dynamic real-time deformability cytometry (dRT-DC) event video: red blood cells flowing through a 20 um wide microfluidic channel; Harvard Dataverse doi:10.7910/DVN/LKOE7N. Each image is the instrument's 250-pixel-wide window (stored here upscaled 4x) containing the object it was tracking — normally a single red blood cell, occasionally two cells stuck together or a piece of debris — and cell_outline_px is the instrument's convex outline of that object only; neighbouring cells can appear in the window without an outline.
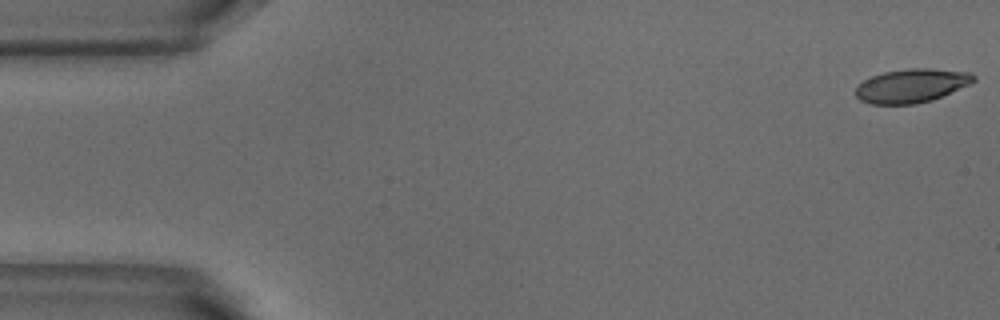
{"species": "common noctule bat (a hibernating species)", "species_latin": "Nyctalus noctula", "temperature_condition": "warm", "stored_images_in_passage": 4, "camera_frame_rate_fps": 3000, "um_per_image_px": 0.085, "animal": {"sex": "male", "body_mass_g": 18.8}, "frame": {"image": 1, "passage_image": 1, "time_ms": 0.0, "image_size_px": [1000, 320], "cell_outline_px": [[976, 80], [968, 84], [932, 100], [912, 104], [868, 104], [860, 100], [856, 96], [856, 84], [872, 76], [884, 72], [908, 68], [928, 68], [972, 72], [976, 76]], "centroid_in_image_um": [77.45, 7.27], "position_along_channel_um": 7.5, "area_um2": 23.18}}
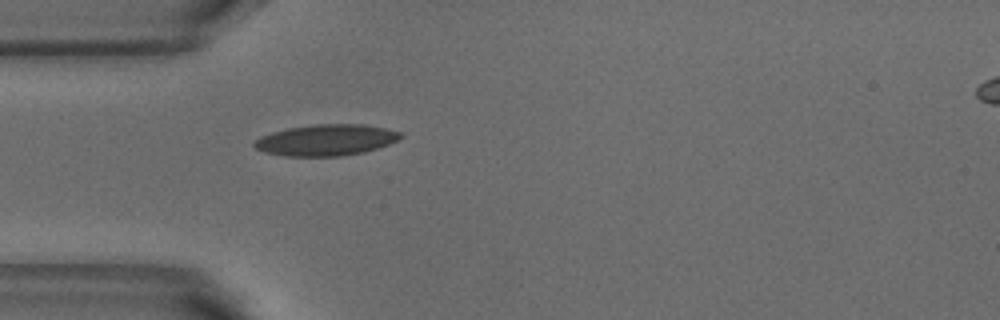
{"frame": {"image": 2, "passage_image": 4, "time_ms": 1.0, "image_size_px": [1000, 320], "cell_outline_px": [[404, 136], [388, 144], [364, 152], [344, 156], [288, 156], [264, 152], [256, 148], [252, 144], [260, 136], [272, 132], [288, 128], [316, 124], [364, 124], [384, 128], [400, 132]], "centroid_in_image_um": [27.71, 11.9], "position_along_channel_um": 57.3, "area_um2": 26.47}}